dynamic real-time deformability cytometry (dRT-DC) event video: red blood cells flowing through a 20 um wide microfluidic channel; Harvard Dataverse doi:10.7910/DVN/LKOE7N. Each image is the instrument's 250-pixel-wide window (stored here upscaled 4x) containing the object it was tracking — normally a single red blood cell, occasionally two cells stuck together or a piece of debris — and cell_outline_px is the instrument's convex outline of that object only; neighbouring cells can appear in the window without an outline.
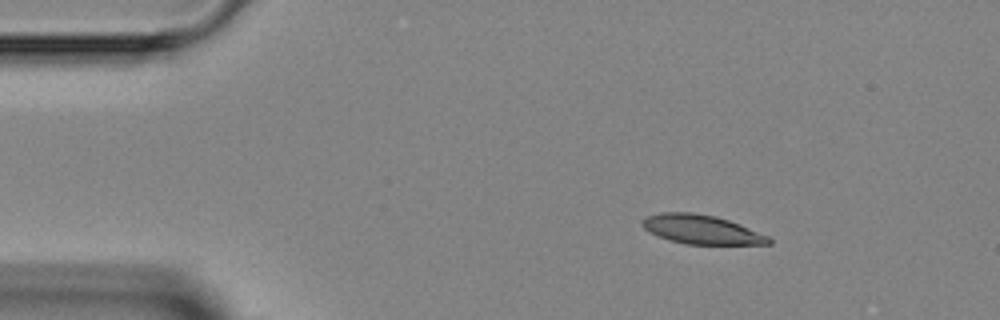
{"species": "Egyptian fruit bat (a non-hibernating species)", "species_latin": "Rousettus aegyptiacus", "temperature_condition": "room temperature", "stored_images_in_passage": 2, "camera_frame_rate_fps": 3000, "um_per_image_px": 0.085, "animal": {"sex": "female"}, "frame": {"image": 1, "passage_image": 1, "time_ms": 0.0, "image_size_px": [1000, 320], "cell_outline_px": [[772, 244], [684, 244], [660, 236], [644, 228], [640, 224], [644, 216], [660, 212], [692, 212], [716, 216], [740, 224], [768, 236], [772, 240]], "centroid_in_image_um": [59.62, 19.49], "position_along_channel_um": 25.4, "area_um2": 21.33}}